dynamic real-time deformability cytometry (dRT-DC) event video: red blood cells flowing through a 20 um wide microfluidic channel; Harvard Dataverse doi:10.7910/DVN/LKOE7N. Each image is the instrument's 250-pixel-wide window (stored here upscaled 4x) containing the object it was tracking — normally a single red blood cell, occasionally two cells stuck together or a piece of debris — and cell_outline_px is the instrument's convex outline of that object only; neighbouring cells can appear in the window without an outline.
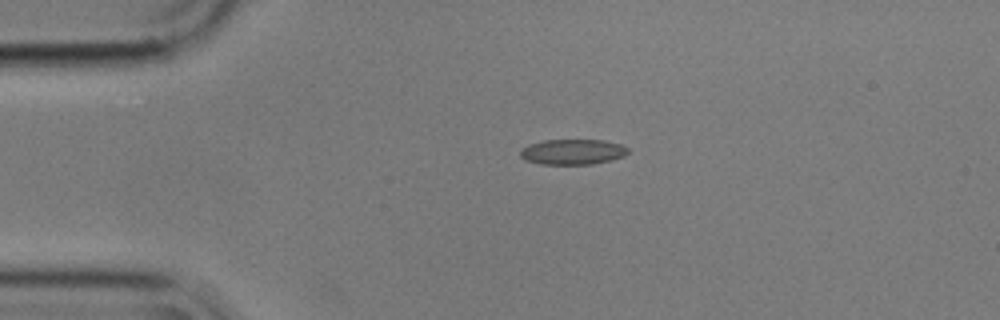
{"species": "common noctule bat (a hibernating species)", "species_latin": "Nyctalus noctula", "temperature_condition": "cold", "stored_images_in_passage": 2, "camera_frame_rate_fps": 3000, "um_per_image_px": 0.085, "animal": {"sex": "male", "body_mass_g": 17.9}, "frame": {"image": 1, "passage_image": 1, "time_ms": 0.0, "image_size_px": [1000, 320], "cell_outline_px": [[628, 152], [624, 156], [612, 160], [592, 164], [540, 164], [524, 160], [520, 156], [520, 152], [528, 144], [544, 140], [604, 140], [620, 144], [628, 148]], "centroid_in_image_um": [48.67, 12.91], "position_along_channel_um": 36.3, "area_um2": 15.95}}